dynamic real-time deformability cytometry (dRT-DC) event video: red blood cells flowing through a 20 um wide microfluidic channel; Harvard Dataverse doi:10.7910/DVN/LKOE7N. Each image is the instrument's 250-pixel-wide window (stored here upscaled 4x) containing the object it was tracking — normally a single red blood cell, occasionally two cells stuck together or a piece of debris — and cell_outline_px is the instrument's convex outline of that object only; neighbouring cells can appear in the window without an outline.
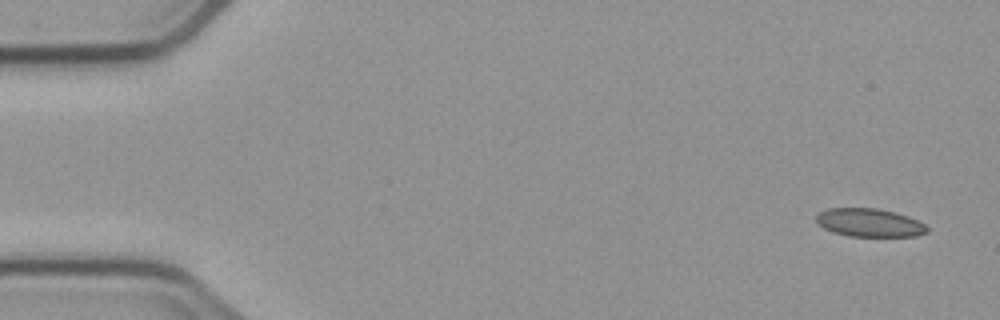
{"species": "common noctule bat (a hibernating species)", "species_latin": "Nyctalus noctula", "temperature_condition": "cold", "stored_images_in_passage": 5, "camera_frame_rate_fps": 3000, "um_per_image_px": 0.085, "animal": {"sex": "male", "body_mass_g": 23.1, "forearm_length_mm": 52.7}, "frame": {"image": 1, "passage_image": 1, "time_ms": 0.0, "image_size_px": [1000, 320], "cell_outline_px": [[928, 232], [916, 236], [848, 236], [832, 232], [824, 228], [816, 220], [816, 216], [820, 212], [828, 208], [876, 208], [896, 212], [908, 216], [924, 224], [928, 228]], "centroid_in_image_um": [73.91, 18.92], "position_along_channel_um": 11.1, "area_um2": 18.21}}
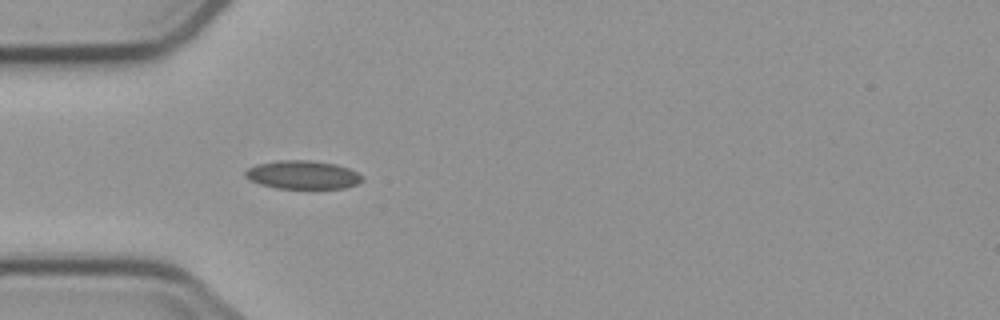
{"frame": {"image": 2, "passage_image": 5, "time_ms": 4.667, "image_size_px": [1000, 320], "cell_outline_px": [[364, 180], [356, 184], [344, 188], [276, 188], [260, 184], [244, 176], [244, 172], [248, 168], [256, 164], [280, 160], [308, 160], [336, 164], [348, 168], [364, 176]], "centroid_in_image_um": [25.74, 14.85], "position_along_channel_um": 59.3, "area_um2": 19.31}}